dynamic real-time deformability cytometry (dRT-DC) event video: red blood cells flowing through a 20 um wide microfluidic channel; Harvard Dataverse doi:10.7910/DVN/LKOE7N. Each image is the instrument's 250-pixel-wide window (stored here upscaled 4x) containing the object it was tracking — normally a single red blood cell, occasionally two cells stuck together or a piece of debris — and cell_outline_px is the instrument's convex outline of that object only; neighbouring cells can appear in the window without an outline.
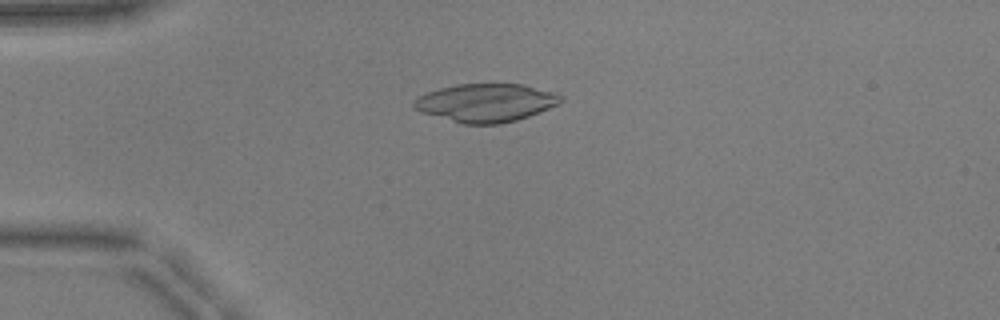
{"species": "common noctule bat (a hibernating species)", "species_latin": "Nyctalus noctula", "temperature_condition": "warm", "stored_images_in_passage": 41, "camera_frame_rate_fps": 3000, "um_per_image_px": 0.085, "animal": {"sex": "male", "body_mass_g": 17.9, "forearm_length_mm": 54.2}, "frame": {"image": 1, "passage_image": 3, "time_ms": 0.667, "image_size_px": [1000, 320], "cell_outline_px": [[564, 100], [540, 112], [516, 120], [500, 124], [464, 124], [420, 112], [412, 108], [412, 100], [428, 92], [440, 88], [456, 84], [524, 84], [556, 92], [564, 96]], "centroid_in_image_um": [41.3, 8.73], "position_along_channel_um": 43.7, "area_um2": 32.83}}
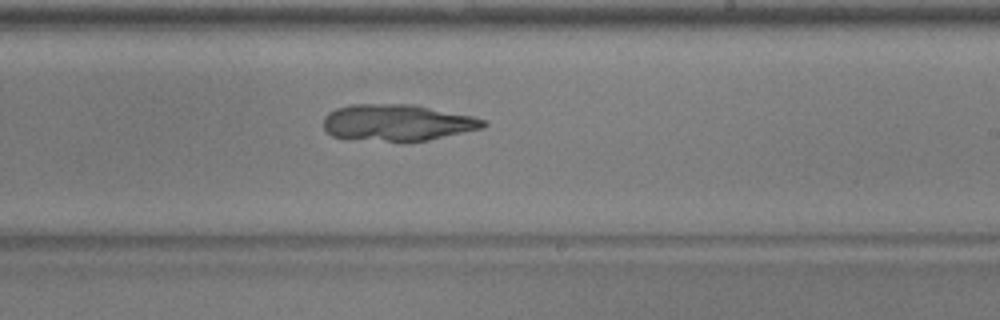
{"frame": {"image": 2, "passage_image": 21, "time_ms": 6.667, "image_size_px": [1000, 320], "cell_outline_px": [[488, 124], [484, 128], [428, 140], [404, 144], [400, 144], [332, 136], [324, 128], [324, 116], [328, 112], [336, 108], [352, 104], [412, 104], [472, 116], [484, 120]], "centroid_in_image_um": [33.77, 10.45], "position_along_channel_um": 255.2, "area_um2": 34.62}}
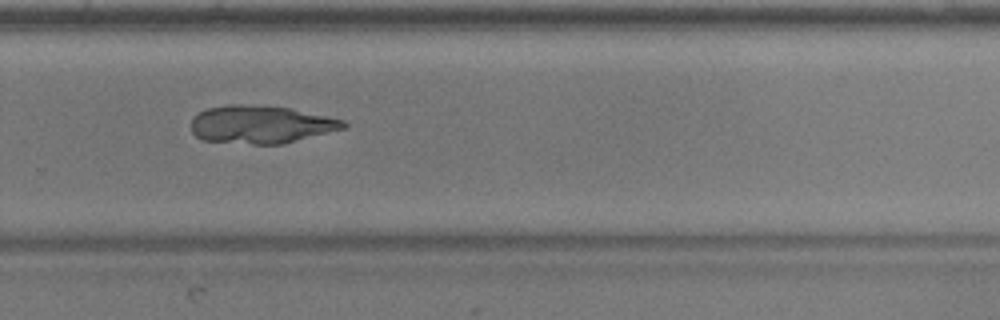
{"frame": {"image": 3, "passage_image": 25, "time_ms": 8.0, "image_size_px": [1000, 320], "cell_outline_px": [[348, 124], [344, 128], [280, 144], [252, 144], [200, 140], [192, 132], [192, 120], [200, 112], [208, 108], [228, 104], [240, 104], [292, 108], [344, 120]], "centroid_in_image_um": [22.15, 10.57], "position_along_channel_um": 307.6, "area_um2": 33.29}}